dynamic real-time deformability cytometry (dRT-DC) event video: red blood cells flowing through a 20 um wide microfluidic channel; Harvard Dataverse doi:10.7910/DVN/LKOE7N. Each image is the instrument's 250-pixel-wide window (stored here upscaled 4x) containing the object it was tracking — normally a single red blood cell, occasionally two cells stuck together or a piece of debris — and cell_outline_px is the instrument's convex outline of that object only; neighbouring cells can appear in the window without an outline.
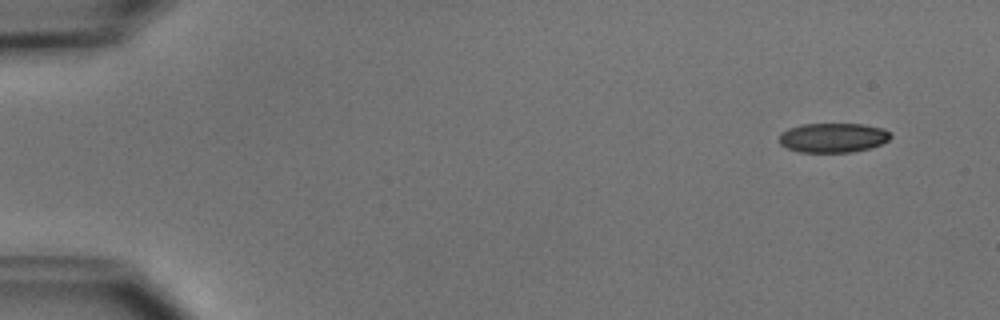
{"species": "common noctule bat (a hibernating species)", "species_latin": "Nyctalus noctula", "temperature_condition": "cold", "stored_images_in_passage": 5, "camera_frame_rate_fps": 3000, "um_per_image_px": 0.085, "animal": {"sex": "male", "body_mass_g": 15.6}, "frame": {"image": 1, "passage_image": 1, "time_ms": 0.0, "image_size_px": [1000, 320], "cell_outline_px": [[892, 136], [888, 140], [880, 144], [868, 148], [852, 152], [800, 152], [788, 148], [780, 144], [780, 132], [788, 128], [800, 124], [864, 124], [884, 128], [892, 132]], "centroid_in_image_um": [70.82, 11.69], "position_along_channel_um": 14.2, "area_um2": 19.25}}